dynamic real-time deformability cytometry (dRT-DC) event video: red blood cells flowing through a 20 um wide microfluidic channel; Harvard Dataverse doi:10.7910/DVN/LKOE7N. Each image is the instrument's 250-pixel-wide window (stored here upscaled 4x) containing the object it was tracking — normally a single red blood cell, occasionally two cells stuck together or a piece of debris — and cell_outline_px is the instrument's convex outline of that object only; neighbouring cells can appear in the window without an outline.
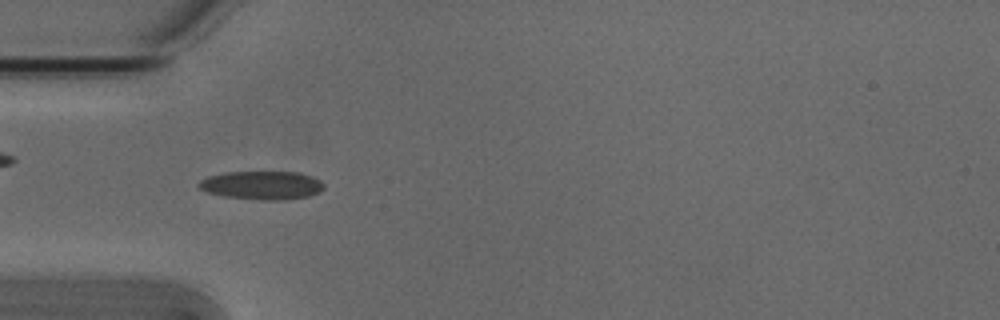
{"species": "Egyptian fruit bat (a non-hibernating species)", "species_latin": "Rousettus aegyptiacus", "temperature_condition": "cold", "stored_images_in_passage": 53, "camera_frame_rate_fps": 3000, "um_per_image_px": 0.085, "animal": {"sex": "male"}, "frame": {"image": 1, "passage_image": 16, "time_ms": 5.0, "image_size_px": [1000, 320], "cell_outline_px": [[324, 188], [320, 192], [308, 196], [284, 200], [260, 200], [224, 196], [208, 192], [200, 188], [196, 184], [200, 180], [208, 176], [228, 172], [300, 172], [312, 176], [320, 180], [324, 184]], "centroid_in_image_um": [22.29, 15.74], "position_along_channel_um": 62.7, "area_um2": 20.81}}
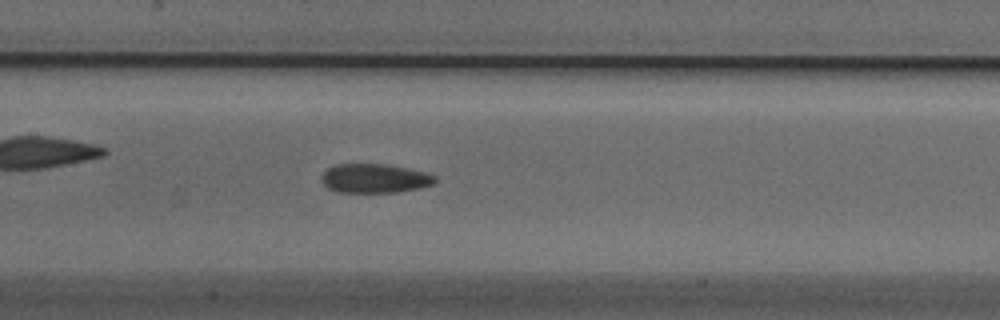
{"frame": {"image": 2, "passage_image": 25, "time_ms": 8.0, "image_size_px": [1000, 320], "cell_outline_px": [[436, 180], [432, 184], [420, 188], [396, 192], [336, 192], [328, 188], [320, 180], [320, 176], [328, 168], [336, 164], [388, 164], [408, 168], [424, 172], [436, 176]], "centroid_in_image_um": [31.82, 15.16], "position_along_channel_um": 175.6, "area_um2": 19.31}}
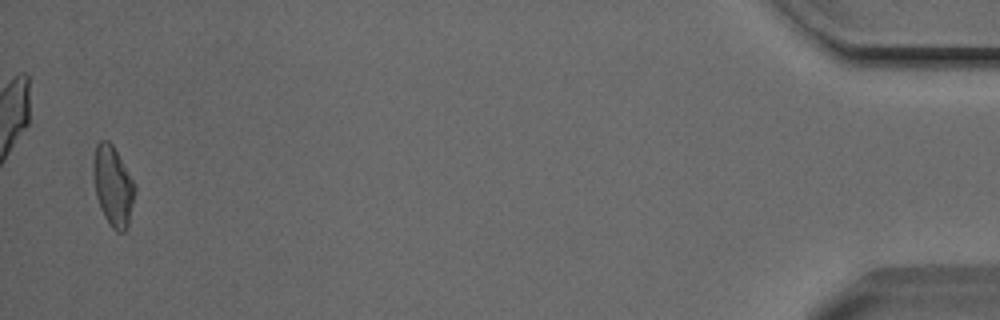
{"frame": {"image": 3, "passage_image": 52, "time_ms": 17.0, "image_size_px": [1000, 320], "cell_outline_px": [[136, 188], [128, 224], [124, 232], [116, 232], [112, 228], [104, 216], [100, 208], [96, 196], [92, 172], [92, 160], [96, 144], [100, 140], [108, 140], [112, 144], [136, 184]], "centroid_in_image_um": [9.58, 15.78], "position_along_channel_um": 425.6, "area_um2": 19.54}, "authors_computed_cell_mechanics": {"area_um2": 19.2474, "velocity_mm_per_s": 3.7994, "shape_relaxation_time_tau1_ms": null, "shape_relaxation_time_tau2_ms": 1.8162, "deformation_change_tau1": null, "deformation_change_tau2": 0.0862}}